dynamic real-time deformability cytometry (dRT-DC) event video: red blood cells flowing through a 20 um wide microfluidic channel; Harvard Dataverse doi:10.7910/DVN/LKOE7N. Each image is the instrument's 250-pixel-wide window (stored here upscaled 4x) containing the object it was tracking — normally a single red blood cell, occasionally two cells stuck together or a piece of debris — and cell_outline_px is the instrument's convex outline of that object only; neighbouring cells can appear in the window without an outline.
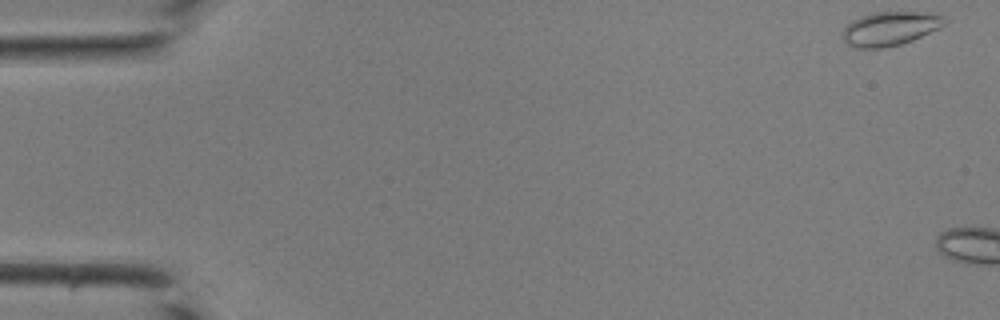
{"species": "common noctule bat (a hibernating species)", "species_latin": "Nyctalus noctula", "temperature_condition": "room temperature", "stored_images_in_passage": 9, "camera_frame_rate_fps": 3000, "um_per_image_px": 0.085, "animal": {"sex": "male", "body_mass_g": 19.0, "forearm_length_mm": 50.8}, "frame": {"image": 1, "passage_image": 1, "time_ms": 0.0, "image_size_px": [1000, 320], "cell_outline_px": [[944, 24], [940, 28], [912, 40], [900, 44], [884, 48], [856, 48], [848, 44], [844, 40], [844, 28], [852, 20], [860, 16], [872, 12], [932, 12], [944, 16]], "centroid_in_image_um": [75.66, 2.42], "position_along_channel_um": 9.3, "area_um2": 20.11}}